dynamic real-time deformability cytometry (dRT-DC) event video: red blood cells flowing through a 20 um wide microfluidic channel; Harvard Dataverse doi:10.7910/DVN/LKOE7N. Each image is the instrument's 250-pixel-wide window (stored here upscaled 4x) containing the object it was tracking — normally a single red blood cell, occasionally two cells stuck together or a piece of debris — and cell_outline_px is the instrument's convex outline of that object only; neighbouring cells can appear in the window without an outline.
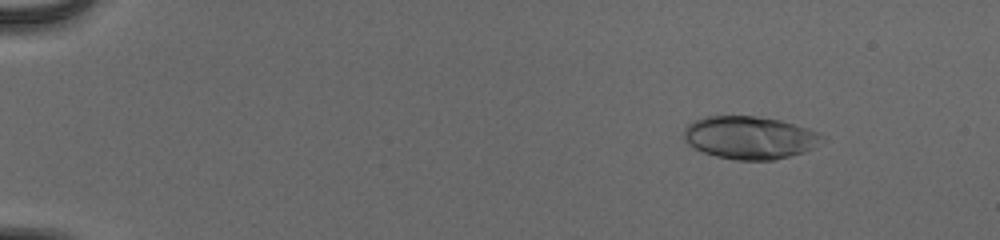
{"species": "human", "species_latin": "Homo sapiens", "temperature_condition": "cold", "stored_images_in_passage": 47, "camera_frame_rate_fps": 3000, "um_per_image_px": 0.085, "donor": {"sex": "male"}, "frame": {"image": 1, "passage_image": 1, "time_ms": 0.0, "image_size_px": [1000, 240], "cell_outline_px": [[828, 136], [812, 148], [804, 152], [772, 160], [736, 160], [716, 156], [704, 152], [688, 144], [684, 140], [684, 128], [692, 120], [708, 116], [756, 116], [780, 120], [808, 128]], "centroid_in_image_um": [63.73, 11.69], "position_along_channel_um": 21.3, "area_um2": 34.51}}
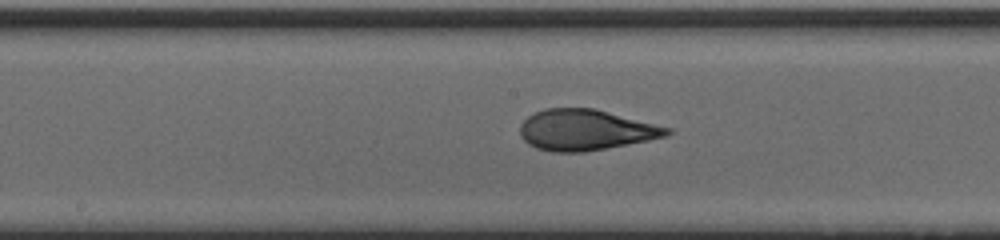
{"frame": {"image": 2, "passage_image": 24, "time_ms": 7.667, "image_size_px": [1000, 240], "cell_outline_px": [[672, 132], [668, 136], [648, 140], [584, 152], [552, 152], [536, 148], [528, 144], [520, 136], [520, 124], [528, 116], [544, 108], [592, 108], [672, 128]], "centroid_in_image_um": [49.75, 11.05], "position_along_channel_um": 198.4, "area_um2": 34.8}}
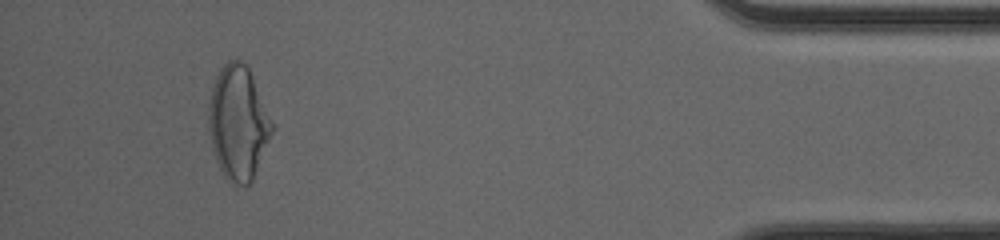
{"frame": {"image": 3, "passage_image": 44, "time_ms": 14.333, "image_size_px": [1000, 240], "cell_outline_px": [[272, 132], [252, 180], [248, 184], [236, 184], [228, 180], [224, 176], [216, 160], [212, 148], [208, 128], [208, 104], [212, 88], [216, 76], [220, 68], [228, 60], [240, 60], [248, 68], [272, 124]], "centroid_in_image_um": [20.19, 10.44], "position_along_channel_um": 415.0, "area_um2": 41.1}, "authors_computed_cell_mechanics": {"area_um2": 34.6222, "velocity_mm_per_s": 4.0137, "shape_relaxation_time_tau1_ms": 5.8864, "shape_relaxation_time_tau2_ms": 0.7286, "deformation_change_tau1": 0.2347, "deformation_change_tau2": 0.0627}}